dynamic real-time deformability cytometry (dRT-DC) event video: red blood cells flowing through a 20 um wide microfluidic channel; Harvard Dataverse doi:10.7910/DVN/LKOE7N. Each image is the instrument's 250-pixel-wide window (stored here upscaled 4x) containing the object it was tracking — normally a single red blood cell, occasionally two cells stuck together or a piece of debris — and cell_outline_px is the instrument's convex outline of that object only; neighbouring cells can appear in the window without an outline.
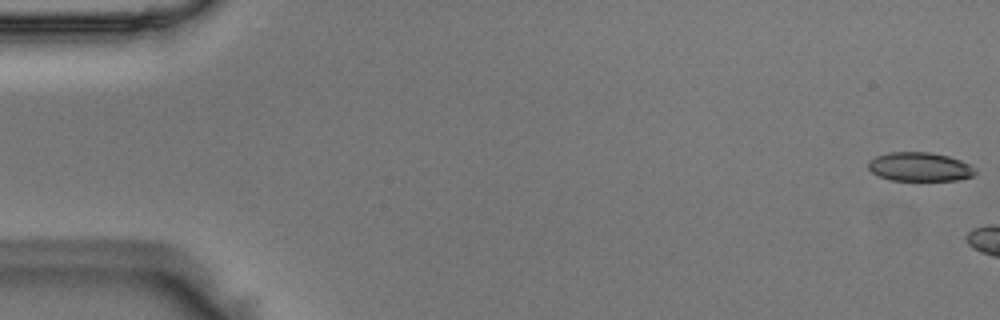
{"species": "Egyptian fruit bat (a non-hibernating species)", "species_latin": "Rousettus aegyptiacus", "temperature_condition": "room temperature", "stored_images_in_passage": 6, "camera_frame_rate_fps": 3000, "um_per_image_px": 0.085, "animal": {"sex": "male"}, "frame": {"image": 1, "passage_image": 1, "time_ms": 0.0, "image_size_px": [1000, 320], "cell_outline_px": [[976, 172], [972, 176], [956, 180], [892, 180], [880, 176], [872, 172], [868, 168], [868, 160], [876, 156], [888, 152], [928, 152], [948, 156], [960, 160], [976, 168]], "centroid_in_image_um": [78.16, 14.17], "position_along_channel_um": 6.8, "area_um2": 17.92}}